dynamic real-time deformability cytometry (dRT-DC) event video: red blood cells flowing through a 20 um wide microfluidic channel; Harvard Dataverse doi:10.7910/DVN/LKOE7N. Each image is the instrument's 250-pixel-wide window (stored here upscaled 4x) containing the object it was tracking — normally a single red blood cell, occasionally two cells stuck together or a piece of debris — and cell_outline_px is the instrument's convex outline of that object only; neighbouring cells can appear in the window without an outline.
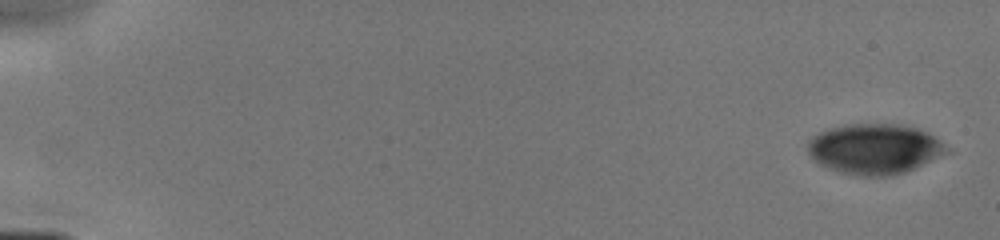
{"species": "human", "species_latin": "Homo sapiens", "temperature_condition": "cold", "stored_images_in_passage": 13, "camera_frame_rate_fps": 3000, "um_per_image_px": 0.085, "donor": {"sex": "male"}, "frame": {"image": 1, "passage_image": 1, "time_ms": 0.0, "image_size_px": [1000, 240], "cell_outline_px": [[952, 152], [904, 172], [892, 176], [860, 176], [840, 172], [828, 168], [812, 160], [808, 152], [808, 140], [812, 136], [820, 132], [832, 128], [848, 124], [896, 124], [916, 128], [928, 132], [952, 148]], "centroid_in_image_um": [74.38, 12.66], "position_along_channel_um": 10.6, "area_um2": 40.98}}
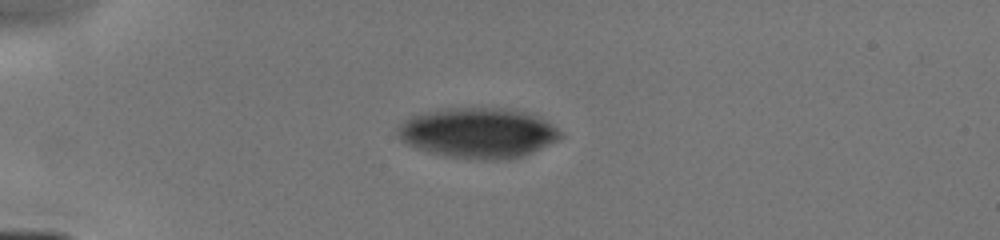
{"frame": {"image": 2, "passage_image": 7, "time_ms": 4.0, "image_size_px": [1000, 240], "cell_outline_px": [[564, 136], [524, 156], [504, 160], [476, 160], [444, 156], [416, 148], [408, 144], [396, 132], [396, 128], [400, 124], [412, 116], [436, 112], [464, 108], [480, 108], [524, 112], [540, 116], [564, 132]], "centroid_in_image_um": [40.7, 11.34], "position_along_channel_um": 44.3, "area_um2": 46.88}}
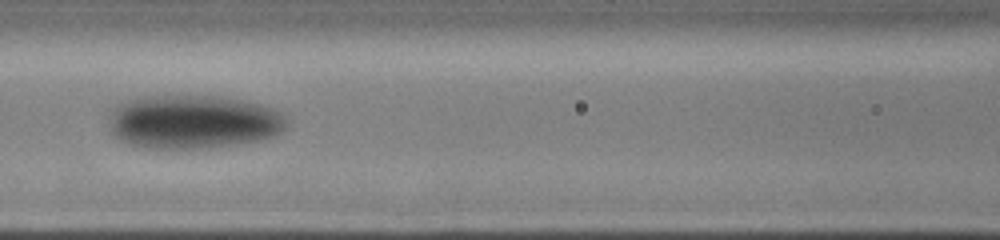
{"frame": {"image": 3, "passage_image": 12, "time_ms": 7.333, "image_size_px": [1000, 240], "cell_outline_px": [[284, 128], [280, 132], [264, 140], [208, 148], [148, 148], [128, 144], [120, 140], [112, 132], [108, 116], [112, 108], [128, 100], [140, 96], [220, 96], [244, 100], [260, 104], [272, 108], [280, 112], [284, 116]], "centroid_in_image_um": [16.39, 10.35], "position_along_channel_um": 150.2, "area_um2": 55.78}}